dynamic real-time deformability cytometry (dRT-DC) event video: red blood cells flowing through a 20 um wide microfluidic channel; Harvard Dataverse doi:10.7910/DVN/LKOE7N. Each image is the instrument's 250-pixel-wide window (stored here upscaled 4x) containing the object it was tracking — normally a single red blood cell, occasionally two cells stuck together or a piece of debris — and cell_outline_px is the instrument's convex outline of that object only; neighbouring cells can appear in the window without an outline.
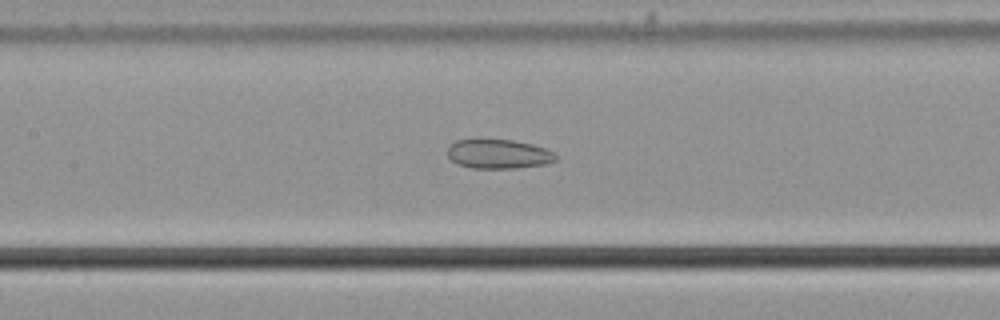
{"species": "common noctule bat (a hibernating species)", "species_latin": "Nyctalus noctula", "temperature_condition": "cold", "stored_images_in_passage": 56, "camera_frame_rate_fps": 3000, "um_per_image_px": 0.085, "animal": {"sex": "male", "body_mass_g": 21.5, "forearm_length_mm": 52.0}, "frame": {"image": 1, "passage_image": 27, "time_ms": 8.667, "image_size_px": [1000, 320], "cell_outline_px": [[560, 156], [556, 160], [544, 164], [516, 168], [472, 168], [456, 164], [448, 156], [448, 148], [456, 140], [512, 140], [532, 144], [556, 152]], "centroid_in_image_um": [42.42, 13.1], "position_along_channel_um": 165.0, "area_um2": 18.44}}
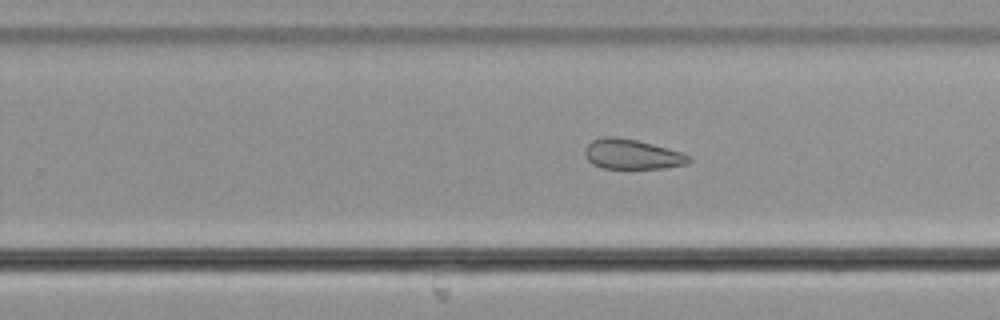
{"frame": {"image": 2, "passage_image": 36, "time_ms": 11.667, "image_size_px": [1000, 320], "cell_outline_px": [[692, 160], [688, 164], [664, 168], [600, 168], [592, 164], [584, 156], [584, 148], [592, 140], [604, 136], [612, 136], [636, 140], [668, 148], [680, 152], [688, 156]], "centroid_in_image_um": [53.68, 13.11], "position_along_channel_um": 276.1, "area_um2": 18.15}}
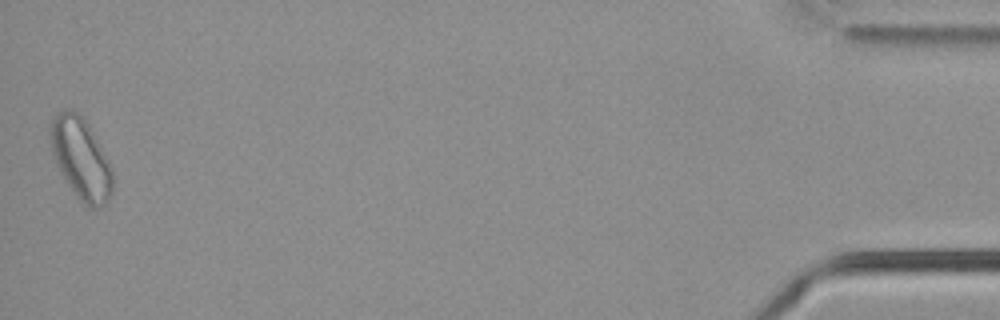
{"frame": {"image": 3, "passage_image": 56, "time_ms": 18.333, "image_size_px": [1000, 320], "cell_outline_px": [[112, 192], [108, 200], [100, 208], [88, 208], [80, 200], [68, 184], [60, 172], [56, 164], [52, 152], [48, 132], [48, 124], [56, 112], [64, 108], [72, 108], [80, 112], [88, 124], [112, 168]], "centroid_in_image_um": [6.83, 13.42], "position_along_channel_um": 428.4, "area_um2": 29.82}, "authors_computed_cell_mechanics": {"area_um2": 24.2182, "velocity_mm_per_s": 3.7134, "shape_relaxation_time_tau1_ms": null, "shape_relaxation_time_tau2_ms": 4.4326, "deformation_change_tau1": null, "deformation_change_tau2": 0.1032}}